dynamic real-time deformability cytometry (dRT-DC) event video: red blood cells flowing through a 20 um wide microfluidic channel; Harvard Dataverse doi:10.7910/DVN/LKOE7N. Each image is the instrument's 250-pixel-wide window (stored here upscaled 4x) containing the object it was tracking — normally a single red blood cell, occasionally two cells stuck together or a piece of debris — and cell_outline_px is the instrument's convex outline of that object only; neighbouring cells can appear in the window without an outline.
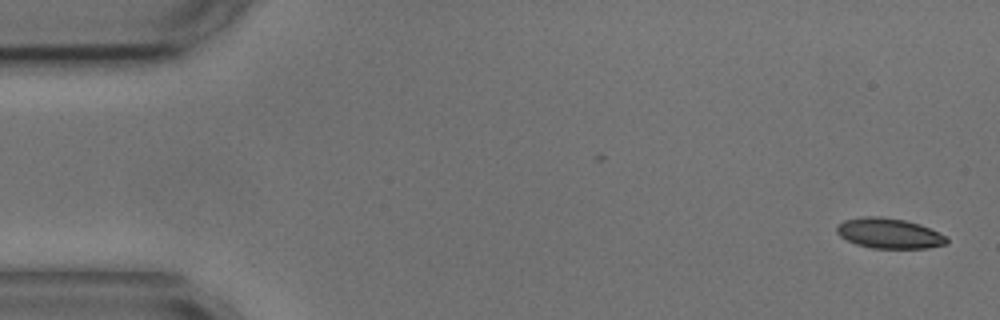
{"species": "common noctule bat (a hibernating species)", "species_latin": "Nyctalus noctula", "temperature_condition": "cold", "stored_images_in_passage": 54, "camera_frame_rate_fps": 3000, "um_per_image_px": 0.085, "animal": {"sex": "male", "body_mass_g": 17.9, "forearm_length_mm": 54.2}, "frame": {"image": 1, "passage_image": 1, "time_ms": 0.0, "image_size_px": [1000, 320], "cell_outline_px": [[948, 244], [928, 248], [872, 248], [856, 244], [840, 236], [836, 232], [836, 224], [844, 220], [864, 216], [880, 216], [904, 220], [920, 224], [948, 236]], "centroid_in_image_um": [75.59, 19.83], "position_along_channel_um": 9.4, "area_um2": 19.54}}
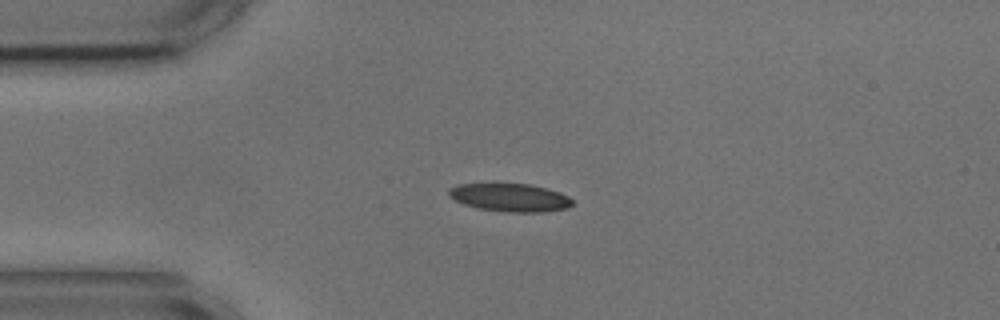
{"frame": {"image": 2, "passage_image": 12, "time_ms": 3.667, "image_size_px": [1000, 320], "cell_outline_px": [[572, 204], [568, 208], [544, 212], [504, 212], [480, 208], [464, 204], [448, 196], [448, 188], [460, 184], [492, 180], [528, 184], [560, 192], [568, 196], [572, 200]], "centroid_in_image_um": [43.29, 16.74], "position_along_channel_um": 41.7, "area_um2": 21.04}}
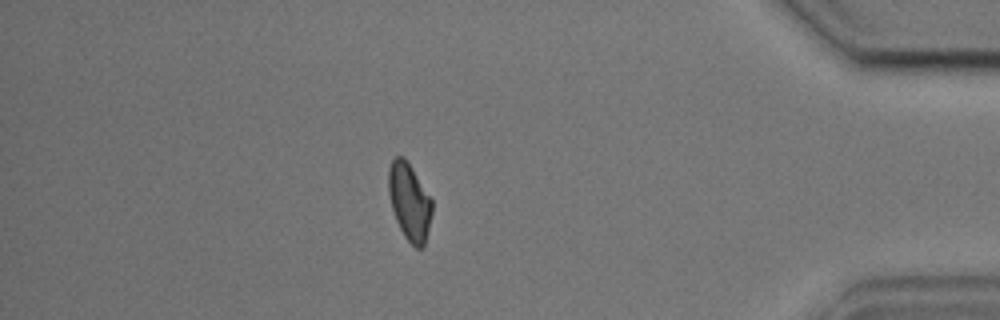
{"frame": {"image": 3, "passage_image": 47, "time_ms": 15.333, "image_size_px": [1000, 320], "cell_outline_px": [[432, 212], [424, 248], [416, 248], [404, 236], [396, 220], [392, 208], [388, 192], [388, 168], [392, 160], [396, 156], [404, 156], [412, 168], [432, 200]], "centroid_in_image_um": [34.79, 17.14], "position_along_channel_um": 400.4, "area_um2": 19.48}, "authors_computed_cell_mechanics": {"area_um2": 19.9988, "velocity_mm_per_s": 3.5979, "shape_relaxation_time_tau1_ms": 6.7185, "shape_relaxation_time_tau2_ms": 3.6959, "deformation_change_tau1": 0.1377, "deformation_change_tau2": 0.0924}}